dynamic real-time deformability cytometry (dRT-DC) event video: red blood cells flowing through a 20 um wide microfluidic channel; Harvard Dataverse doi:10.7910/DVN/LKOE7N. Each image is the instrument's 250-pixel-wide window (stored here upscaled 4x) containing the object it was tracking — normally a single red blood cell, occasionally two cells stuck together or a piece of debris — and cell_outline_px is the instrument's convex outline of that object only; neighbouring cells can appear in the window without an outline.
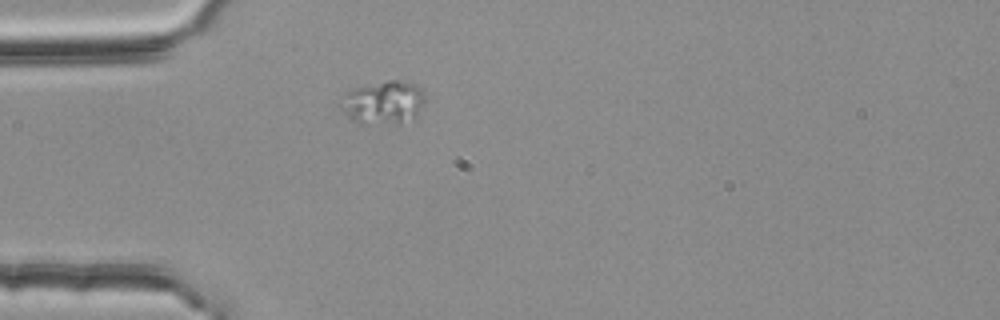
{"species": "common noctule bat (a hibernating species)", "species_latin": "Nyctalus noctula", "temperature_condition": "room temperature", "stored_images_in_passage": 41, "camera_frame_rate_fps": 3000, "um_per_image_px": 0.085, "animal": {"sex": "female", "body_mass_g": 25.1}, "frame": {"image": 1, "passage_image": 1, "time_ms": 0.0, "image_size_px": [1000, 320], "cell_outline_px": [[424, 100], [416, 116], [400, 124], [360, 124], [352, 120], [336, 104], [348, 92], [356, 88], [388, 80], [400, 80], [424, 88]], "centroid_in_image_um": [32.57, 8.73], "position_along_channel_um": 52.4, "area_um2": 21.33}}
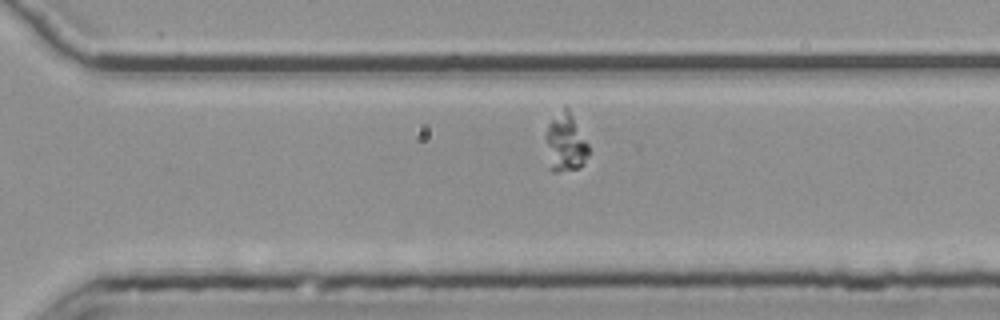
{"frame": {"image": 2, "passage_image": 24, "time_ms": 7.667, "image_size_px": [1000, 320], "cell_outline_px": [[592, 152], [584, 164], [576, 168], [556, 172], [552, 172], [548, 168], [544, 136], [544, 132], [548, 124], [564, 104], [568, 108], [588, 144]], "centroid_in_image_um": [48.04, 12.14], "position_along_channel_um": 322.6, "area_um2": 15.14}}